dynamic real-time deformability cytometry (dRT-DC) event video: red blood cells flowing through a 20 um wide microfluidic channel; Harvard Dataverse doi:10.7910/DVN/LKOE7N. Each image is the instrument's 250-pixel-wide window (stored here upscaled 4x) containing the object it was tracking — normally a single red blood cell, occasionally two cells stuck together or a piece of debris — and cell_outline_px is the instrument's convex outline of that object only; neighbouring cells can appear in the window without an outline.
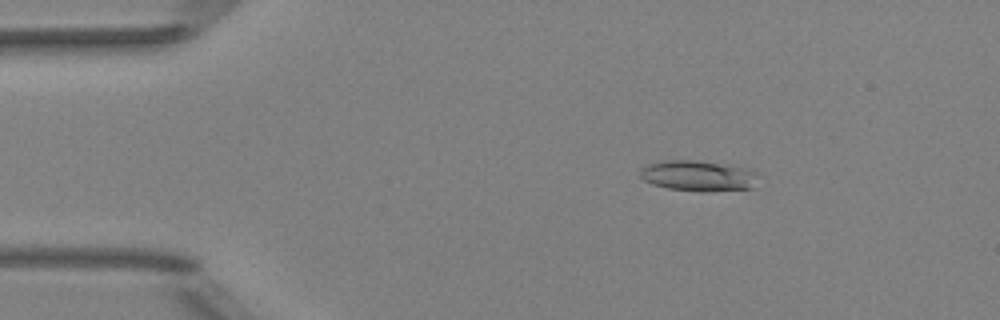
{"species": "Egyptian fruit bat (a non-hibernating species)", "species_latin": "Rousettus aegyptiacus", "temperature_condition": "room temperature", "stored_images_in_passage": 52, "camera_frame_rate_fps": 3000, "um_per_image_px": 0.085, "animal": {"sex": "female"}, "frame": {"image": 1, "passage_image": 9, "time_ms": 2.667, "image_size_px": [1000, 320], "cell_outline_px": [[760, 172], [752, 188], [704, 192], [668, 188], [652, 184], [644, 180], [640, 176], [640, 168], [648, 164], [660, 160], [692, 160], [748, 168]], "centroid_in_image_um": [59.34, 14.94], "position_along_channel_um": 25.7, "area_um2": 21.15}}
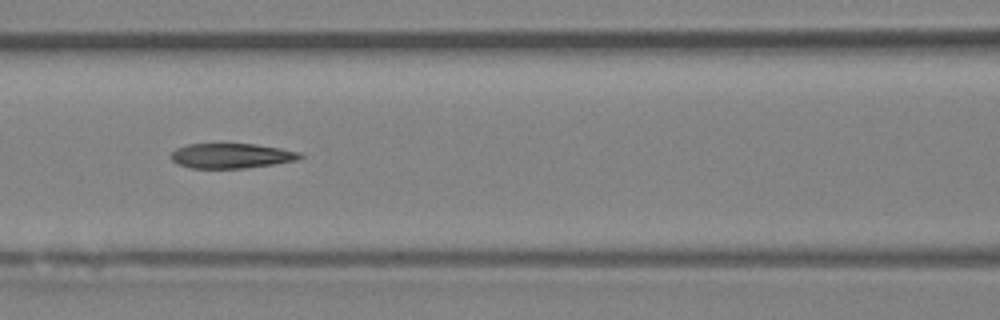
{"frame": {"image": 2, "passage_image": 23, "time_ms": 7.333, "image_size_px": [1000, 320], "cell_outline_px": [[304, 156], [296, 160], [272, 164], [244, 168], [192, 168], [176, 164], [172, 160], [172, 152], [176, 148], [188, 144], [256, 144], [280, 148], [300, 152]], "centroid_in_image_um": [19.65, 13.24], "position_along_channel_um": 146.9, "area_um2": 18.61}}
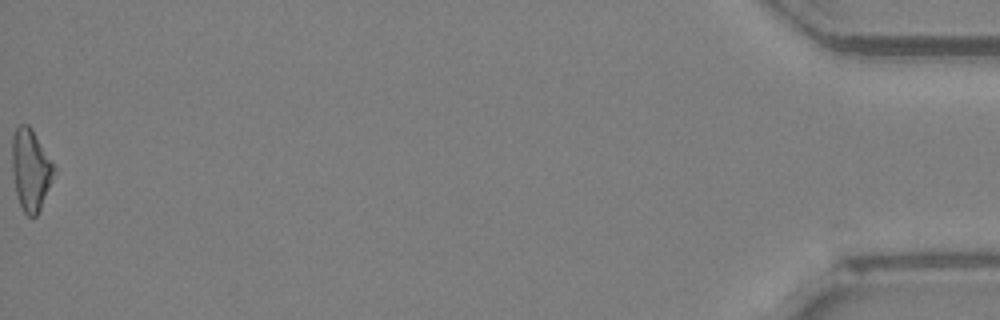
{"frame": {"image": 3, "passage_image": 52, "time_ms": 17.0, "image_size_px": [1000, 320], "cell_outline_px": [[56, 168], [40, 208], [36, 216], [28, 216], [24, 212], [16, 196], [12, 172], [12, 136], [16, 128], [20, 124], [28, 124], [32, 128]], "centroid_in_image_um": [2.58, 14.39], "position_along_channel_um": 432.6, "area_um2": 19.71}, "authors_computed_cell_mechanics": {"area_um2": 19.7387, "velocity_mm_per_s": 4.0308, "shape_relaxation_time_tau1_ms": null, "shape_relaxation_time_tau2_ms": 5.5316, "deformation_change_tau1": null, "deformation_change_tau2": 0.1677}}